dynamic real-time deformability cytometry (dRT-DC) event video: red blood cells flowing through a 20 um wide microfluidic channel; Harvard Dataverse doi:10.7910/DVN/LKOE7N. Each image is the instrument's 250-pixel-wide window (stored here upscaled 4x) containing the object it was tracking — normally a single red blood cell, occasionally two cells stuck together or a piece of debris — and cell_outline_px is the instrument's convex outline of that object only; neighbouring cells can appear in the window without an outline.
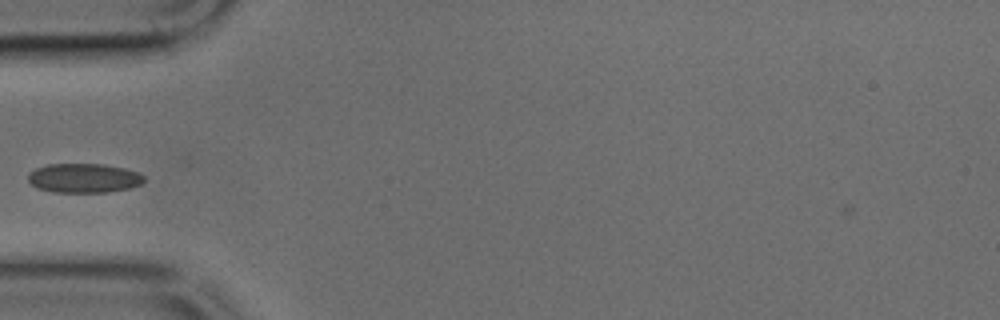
{"species": "common noctule bat (a hibernating species)", "species_latin": "Nyctalus noctula", "temperature_condition": "cold", "stored_images_in_passage": 38, "camera_frame_rate_fps": 3000, "um_per_image_px": 0.085, "animal": {"sex": "male", "body_mass_g": 17.9, "forearm_length_mm": 54.2}, "frame": {"image": 1, "passage_image": 5, "time_ms": 1.333, "image_size_px": [1000, 320], "cell_outline_px": [[144, 180], [140, 184], [128, 188], [108, 192], [52, 192], [36, 188], [28, 180], [28, 172], [36, 168], [48, 164], [104, 164], [124, 168], [136, 172], [144, 176]], "centroid_in_image_um": [7.08, 15.13], "position_along_channel_um": 77.9, "area_um2": 19.77}}
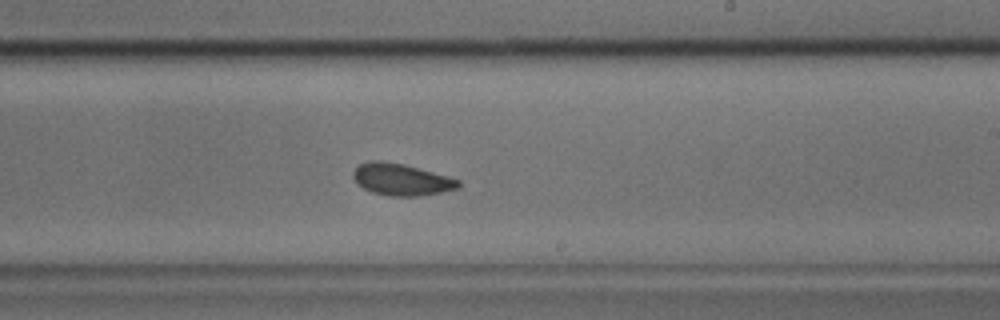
{"frame": {"image": 2, "passage_image": 18, "time_ms": 5.667, "image_size_px": [1000, 320], "cell_outline_px": [[460, 188], [420, 196], [388, 196], [372, 192], [356, 184], [352, 176], [352, 172], [360, 164], [368, 160], [380, 160], [404, 164], [460, 180]], "centroid_in_image_um": [34.07, 15.26], "position_along_channel_um": 254.9, "area_um2": 19.54}}
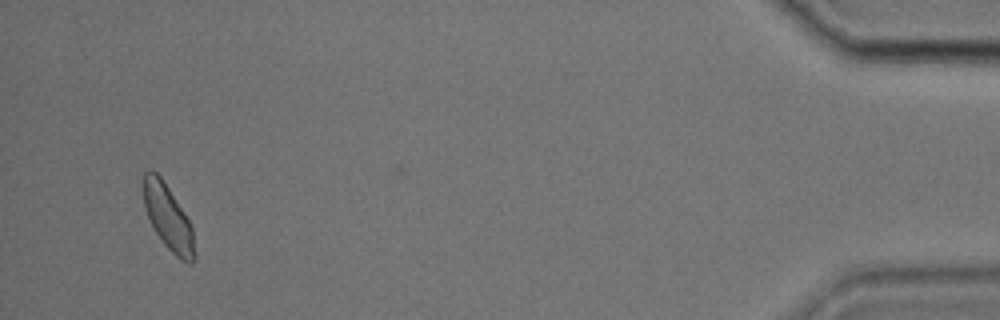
{"frame": {"image": 3, "passage_image": 36, "time_ms": 11.667, "image_size_px": [1000, 320], "cell_outline_px": [[196, 260], [192, 264], [176, 256], [164, 244], [156, 232], [148, 216], [144, 204], [140, 184], [140, 180], [144, 172], [148, 168], [152, 168], [160, 176], [184, 212], [192, 228], [196, 256]], "centroid_in_image_um": [14.24, 18.41], "position_along_channel_um": 421.0, "area_um2": 19.54}}